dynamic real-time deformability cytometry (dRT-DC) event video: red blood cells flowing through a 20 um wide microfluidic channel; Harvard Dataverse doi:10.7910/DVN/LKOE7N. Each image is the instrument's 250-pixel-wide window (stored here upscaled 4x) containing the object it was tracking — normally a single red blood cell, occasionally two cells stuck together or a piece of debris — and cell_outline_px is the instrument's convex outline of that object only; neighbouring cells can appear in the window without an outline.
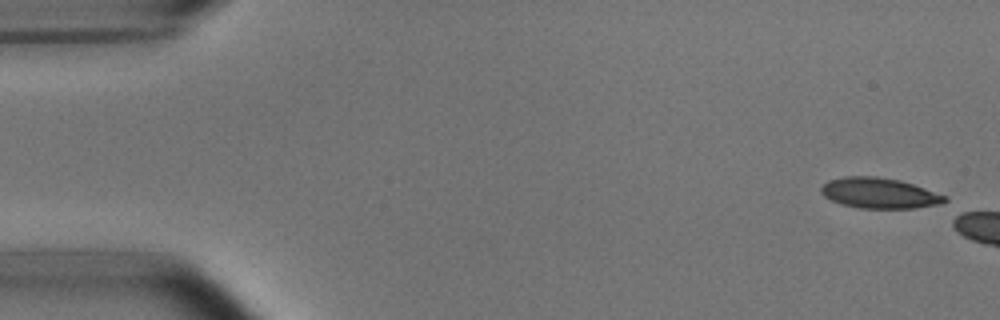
{"species": "common noctule bat (a hibernating species)", "species_latin": "Nyctalus noctula", "temperature_condition": "room temperature", "stored_images_in_passage": 8, "camera_frame_rate_fps": 3000, "um_per_image_px": 0.085, "animal": {"sex": "male", "body_mass_g": 15.6}, "frame": {"image": 1, "passage_image": 1, "time_ms": 0.0, "image_size_px": [1000, 320], "cell_outline_px": [[948, 204], [912, 208], [860, 208], [840, 204], [824, 196], [820, 192], [820, 188], [828, 180], [844, 176], [876, 176], [900, 180], [948, 196]], "centroid_in_image_um": [74.78, 16.42], "position_along_channel_um": 10.2, "area_um2": 22.25}}